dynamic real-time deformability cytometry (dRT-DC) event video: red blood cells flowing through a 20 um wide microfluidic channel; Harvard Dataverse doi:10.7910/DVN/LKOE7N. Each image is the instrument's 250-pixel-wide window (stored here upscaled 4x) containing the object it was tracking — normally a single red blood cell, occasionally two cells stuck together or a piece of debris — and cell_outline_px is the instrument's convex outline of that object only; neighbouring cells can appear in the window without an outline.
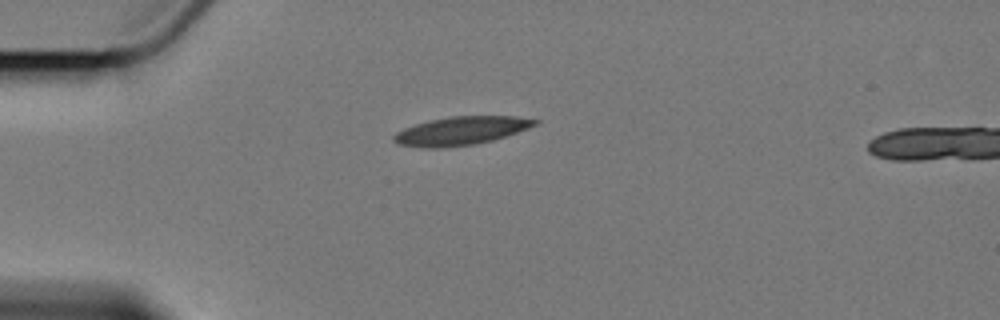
{"species": "Egyptian fruit bat (a non-hibernating species)", "species_latin": "Rousettus aegyptiacus", "temperature_condition": "cold", "stored_images_in_passage": 5, "camera_frame_rate_fps": 3000, "um_per_image_px": 0.085, "animal": {"sex": "female"}, "frame": {"image": 1, "passage_image": 1, "time_ms": 0.0, "image_size_px": [1000, 320], "cell_outline_px": [[540, 120], [536, 124], [516, 132], [492, 140], [476, 144], [444, 148], [420, 148], [400, 144], [392, 140], [392, 136], [396, 132], [404, 128], [416, 124], [432, 120], [452, 116], [516, 116]], "centroid_in_image_um": [39.14, 11.13], "position_along_channel_um": 45.9, "area_um2": 23.18}}
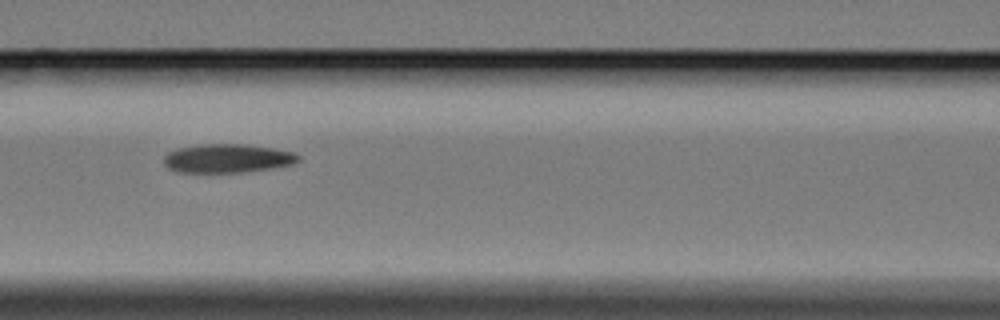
{"frame": {"image": 2, "passage_image": 4, "time_ms": 3.667, "image_size_px": [1000, 320], "cell_outline_px": [[300, 160], [292, 164], [272, 168], [244, 172], [176, 172], [168, 168], [164, 164], [164, 156], [168, 152], [176, 148], [200, 144], [244, 144], [272, 148], [296, 152], [300, 156]], "centroid_in_image_um": [19.32, 13.46], "position_along_channel_um": 147.3, "area_um2": 22.66}}
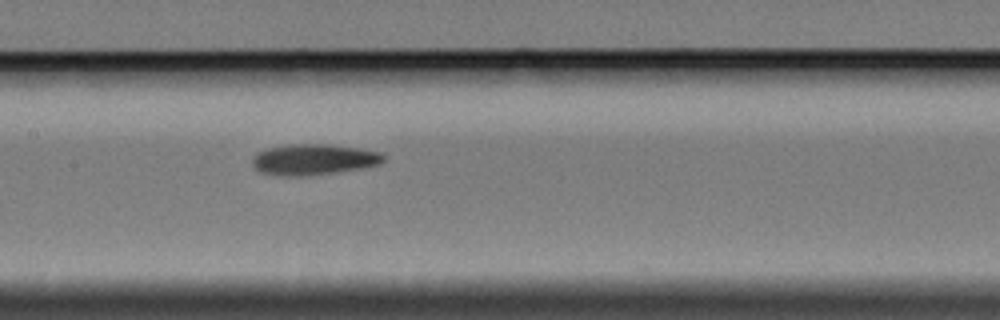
{"frame": {"image": 3, "passage_image": 5, "time_ms": 4.667, "image_size_px": [1000, 320], "cell_outline_px": [[384, 160], [380, 164], [360, 168], [336, 172], [300, 176], [284, 176], [260, 172], [252, 164], [252, 160], [256, 152], [268, 148], [292, 144], [328, 144], [356, 148], [380, 152], [384, 156]], "centroid_in_image_um": [26.63, 13.55], "position_along_channel_um": 180.8, "area_um2": 23.35}}